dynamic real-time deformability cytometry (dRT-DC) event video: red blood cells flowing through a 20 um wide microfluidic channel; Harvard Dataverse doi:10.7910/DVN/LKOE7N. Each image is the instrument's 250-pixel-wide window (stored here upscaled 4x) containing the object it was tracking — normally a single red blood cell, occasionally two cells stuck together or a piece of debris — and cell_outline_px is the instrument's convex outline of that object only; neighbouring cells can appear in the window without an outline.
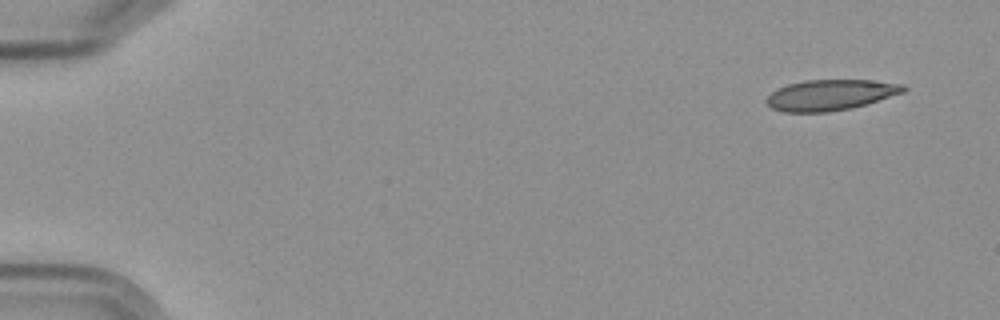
{"species": "Egyptian fruit bat (a non-hibernating species)", "species_latin": "Rousettus aegyptiacus", "temperature_condition": "cold", "stored_images_in_passage": 5, "camera_frame_rate_fps": 3000, "um_per_image_px": 0.085, "frame": {"image": 1, "passage_image": 1, "time_ms": 0.0, "image_size_px": [1000, 320], "cell_outline_px": [[908, 88], [904, 92], [852, 108], [828, 112], [784, 112], [772, 108], [764, 100], [772, 92], [788, 84], [804, 80], [872, 80], [904, 84]], "centroid_in_image_um": [70.6, 8.07], "position_along_channel_um": 14.4, "area_um2": 24.45}}
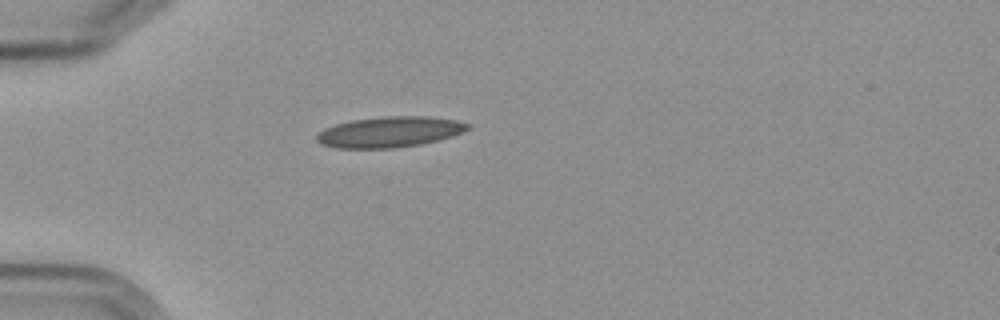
{"frame": {"image": 2, "passage_image": 5, "time_ms": 4.333, "image_size_px": [1000, 320], "cell_outline_px": [[472, 124], [468, 128], [452, 136], [420, 144], [392, 148], [336, 148], [320, 144], [316, 140], [316, 132], [324, 128], [336, 124], [352, 120], [384, 116], [428, 116], [456, 120]], "centroid_in_image_um": [33.06, 11.21], "position_along_channel_um": 51.9, "area_um2": 26.99}}